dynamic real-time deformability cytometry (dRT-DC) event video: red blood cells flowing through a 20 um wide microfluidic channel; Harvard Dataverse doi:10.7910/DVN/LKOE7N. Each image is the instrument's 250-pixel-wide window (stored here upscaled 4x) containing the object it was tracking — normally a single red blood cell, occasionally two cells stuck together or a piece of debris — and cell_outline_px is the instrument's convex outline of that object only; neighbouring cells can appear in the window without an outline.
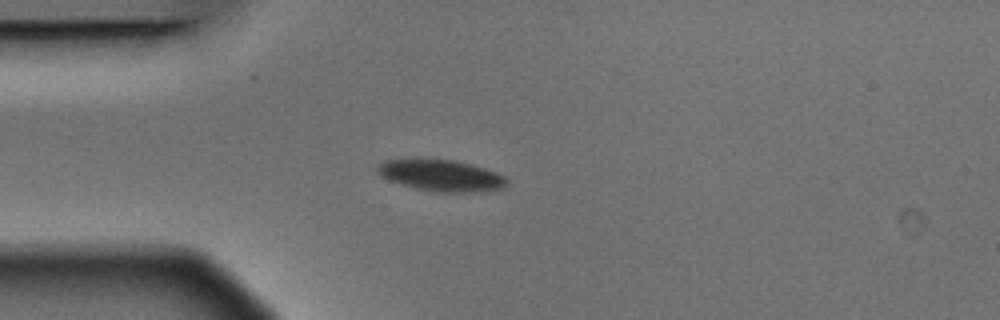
{"species": "Egyptian fruit bat (a non-hibernating species)", "species_latin": "Rousettus aegyptiacus", "temperature_condition": "warm", "stored_images_in_passage": 6, "camera_frame_rate_fps": 3000, "um_per_image_px": 0.085, "animal": {"sex": "male"}, "frame": {"image": 1, "passage_image": 4, "time_ms": 1.0, "image_size_px": [1000, 320], "cell_outline_px": [[508, 184], [504, 188], [484, 192], [432, 192], [416, 188], [388, 180], [380, 176], [376, 172], [376, 164], [384, 160], [416, 156], [452, 160], [472, 164], [496, 172], [504, 176], [508, 180]], "centroid_in_image_um": [37.44, 14.88], "position_along_channel_um": 47.6, "area_um2": 24.74}}
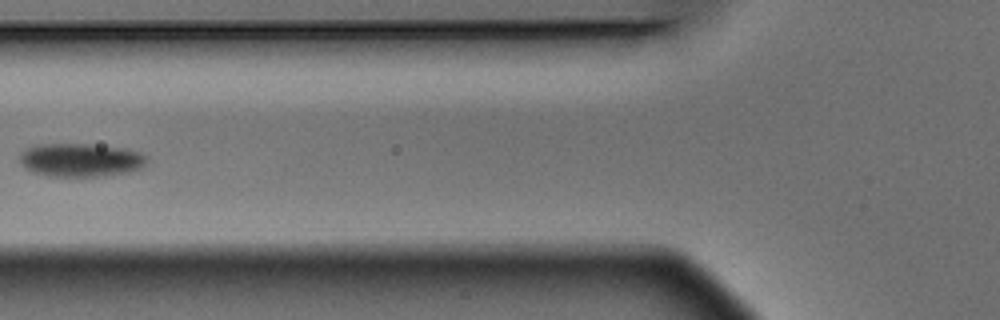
{"frame": {"image": 2, "passage_image": 6, "time_ms": 1.667, "image_size_px": [1000, 320], "cell_outline_px": [[148, 160], [140, 168], [128, 172], [104, 176], [48, 176], [32, 172], [24, 168], [20, 164], [20, 152], [36, 144], [88, 144], [124, 148], [140, 152], [148, 156]], "centroid_in_image_um": [6.84, 13.6], "position_along_channel_um": 119.0, "area_um2": 24.91}}